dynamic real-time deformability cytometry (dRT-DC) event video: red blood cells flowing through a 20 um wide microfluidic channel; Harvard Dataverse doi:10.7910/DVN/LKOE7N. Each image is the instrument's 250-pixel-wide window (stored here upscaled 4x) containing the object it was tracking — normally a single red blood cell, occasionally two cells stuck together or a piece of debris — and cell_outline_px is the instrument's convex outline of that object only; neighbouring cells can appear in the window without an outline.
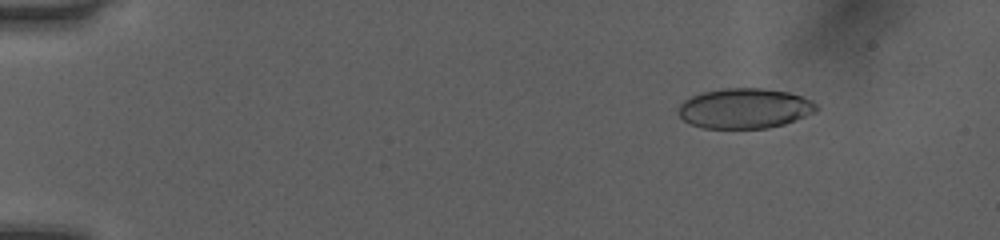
{"species": "human", "species_latin": "Homo sapiens", "temperature_condition": "room temperature", "stored_images_in_passage": 50, "camera_frame_rate_fps": 3000, "um_per_image_px": 0.085, "donor": {"sex": "female"}, "frame": {"image": 1, "passage_image": 6, "time_ms": 1.667, "image_size_px": [1000, 240], "cell_outline_px": [[820, 108], [804, 116], [784, 124], [768, 128], [704, 128], [692, 124], [684, 120], [680, 116], [680, 104], [684, 100], [692, 96], [704, 92], [720, 88], [764, 88], [788, 92], [800, 96], [816, 104]], "centroid_in_image_um": [63.28, 9.2], "position_along_channel_um": 21.7, "area_um2": 31.91}}
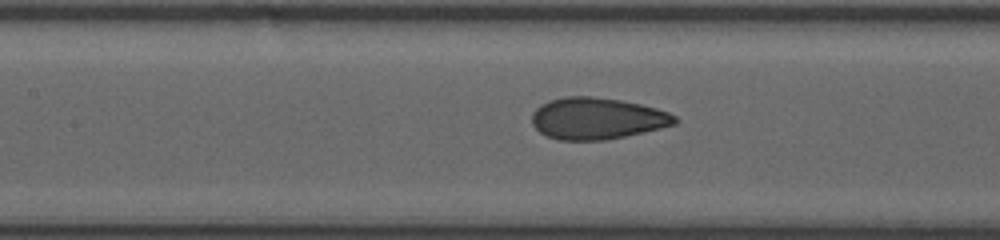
{"frame": {"image": 2, "passage_image": 24, "time_ms": 7.667, "image_size_px": [1000, 240], "cell_outline_px": [[676, 124], [660, 128], [624, 136], [604, 140], [560, 140], [548, 136], [540, 132], [532, 124], [532, 112], [540, 104], [548, 100], [564, 96], [592, 96], [620, 100], [640, 104], [656, 108], [668, 112], [676, 116]], "centroid_in_image_um": [50.71, 10.06], "position_along_channel_um": 156.7, "area_um2": 34.62}}
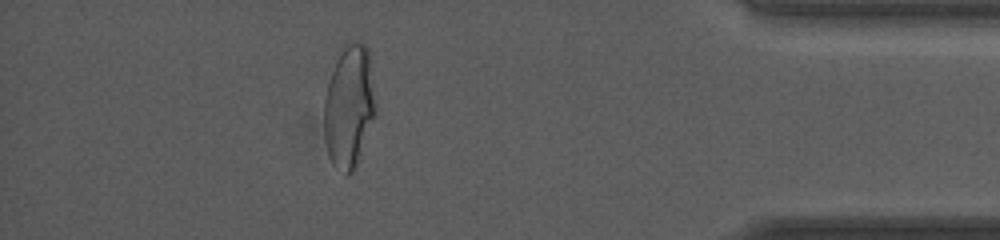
{"frame": {"image": 3, "passage_image": 45, "time_ms": 14.667, "image_size_px": [1000, 240], "cell_outline_px": [[376, 116], [356, 168], [348, 176], [344, 176], [332, 164], [328, 156], [324, 140], [324, 100], [328, 80], [340, 48], [356, 40], [364, 44], [368, 48], [376, 108]], "centroid_in_image_um": [29.67, 9.11], "position_along_channel_um": 405.5, "area_um2": 37.69}, "authors_computed_cell_mechanics": {"area_um2": 34.2465, "velocity_mm_per_s": 4.083, "shape_relaxation_time_tau1_ms": 8.2476, "shape_relaxation_time_tau2_ms": 0.7349, "deformation_change_tau1": 0.2063, "deformation_change_tau2": 0.059}}